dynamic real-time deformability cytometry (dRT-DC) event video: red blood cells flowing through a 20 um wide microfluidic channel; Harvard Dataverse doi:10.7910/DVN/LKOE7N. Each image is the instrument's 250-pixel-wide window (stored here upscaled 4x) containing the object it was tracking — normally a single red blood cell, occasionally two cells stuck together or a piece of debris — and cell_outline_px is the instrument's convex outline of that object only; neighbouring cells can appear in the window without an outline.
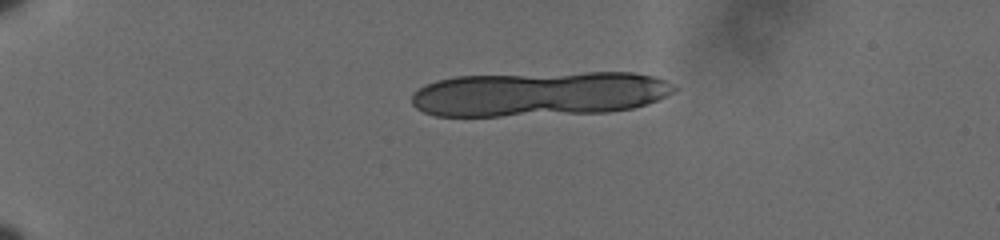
{"species": "human", "species_latin": "Homo sapiens", "temperature_condition": "cold", "stored_images_in_passage": 11, "camera_frame_rate_fps": 3000, "um_per_image_px": 0.085, "donor": {"sex": "male"}, "frame": {"image": 1, "passage_image": 1, "time_ms": 0.0, "image_size_px": [1000, 240], "cell_outline_px": [[680, 88], [656, 100], [632, 108], [608, 112], [500, 116], [436, 116], [424, 112], [416, 108], [412, 104], [412, 92], [424, 84], [436, 80], [456, 76], [588, 72], [632, 72], [652, 76], [664, 80]], "centroid_in_image_um": [45.79, 7.97], "position_along_channel_um": 39.2, "area_um2": 68.67}}